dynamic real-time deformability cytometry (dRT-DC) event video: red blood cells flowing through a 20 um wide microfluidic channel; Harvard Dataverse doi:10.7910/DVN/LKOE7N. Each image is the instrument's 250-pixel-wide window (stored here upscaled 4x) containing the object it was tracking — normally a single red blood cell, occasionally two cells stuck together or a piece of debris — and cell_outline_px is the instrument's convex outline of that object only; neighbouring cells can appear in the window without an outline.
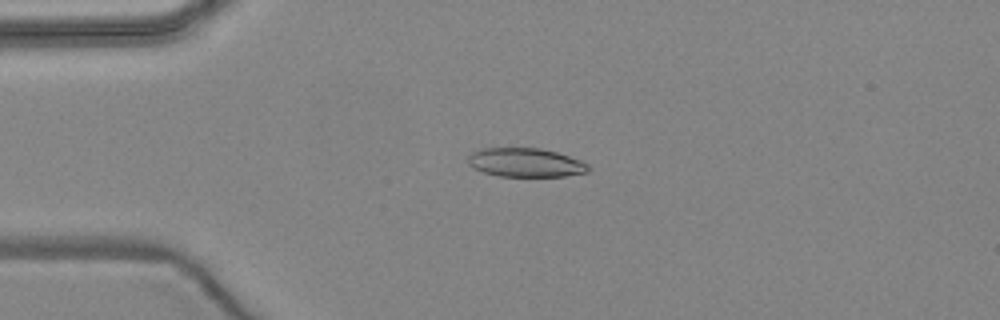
{"species": "common noctule bat (a hibernating species)", "species_latin": "Nyctalus noctula", "temperature_condition": "warm", "stored_images_in_passage": 6, "camera_frame_rate_fps": 3000, "um_per_image_px": 0.085, "animal": {"sex": "female", "body_mass_g": 24.6, "forearm_length_mm": 56.2}, "frame": {"image": 1, "passage_image": 3, "time_ms": 2.333, "image_size_px": [1000, 320], "cell_outline_px": [[592, 168], [588, 172], [564, 176], [500, 176], [484, 172], [472, 168], [468, 164], [468, 156], [476, 148], [540, 148], [556, 152], [580, 160], [588, 164]], "centroid_in_image_um": [44.65, 13.81], "position_along_channel_um": 40.3, "area_um2": 20.35}}
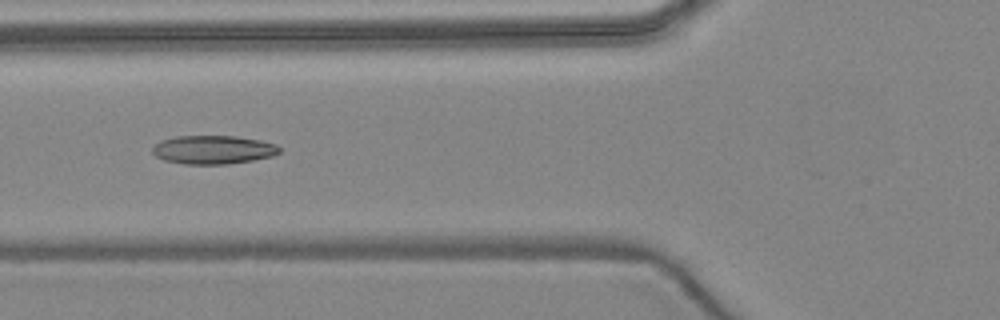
{"frame": {"image": 2, "passage_image": 5, "time_ms": 4.667, "image_size_px": [1000, 320], "cell_outline_px": [[280, 152], [272, 156], [252, 160], [228, 164], [184, 164], [164, 160], [156, 156], [152, 152], [152, 148], [160, 140], [176, 136], [236, 136], [260, 140], [276, 144], [280, 148]], "centroid_in_image_um": [18.11, 12.72], "position_along_channel_um": 107.7, "area_um2": 21.15}}